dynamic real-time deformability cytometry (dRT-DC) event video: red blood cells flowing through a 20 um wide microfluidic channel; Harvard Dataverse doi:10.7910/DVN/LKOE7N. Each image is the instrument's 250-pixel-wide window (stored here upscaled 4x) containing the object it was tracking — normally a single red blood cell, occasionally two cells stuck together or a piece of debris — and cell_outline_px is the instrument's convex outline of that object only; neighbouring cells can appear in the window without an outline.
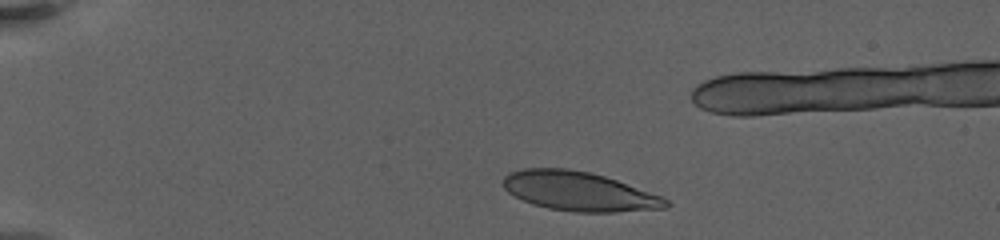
{"species": "human", "species_latin": "Homo sapiens", "temperature_condition": "warm", "stored_images_in_passage": 29, "camera_frame_rate_fps": 3000, "um_per_image_px": 0.085, "donor": {"sex": "female"}, "frame": {"image": 1, "passage_image": 3, "time_ms": 1.0, "image_size_px": [1000, 240], "cell_outline_px": [[672, 204], [668, 208], [616, 212], [572, 212], [548, 208], [532, 204], [508, 192], [504, 188], [504, 176], [508, 172], [524, 168], [568, 168], [588, 172], [604, 176], [616, 180], [660, 196], [668, 200]], "centroid_in_image_um": [49.21, 16.27], "position_along_channel_um": 35.8, "area_um2": 37.05}}
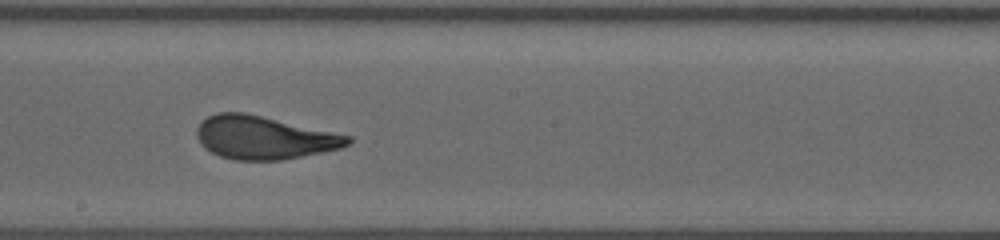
{"frame": {"image": 2, "passage_image": 17, "time_ms": 9.0, "image_size_px": [1000, 240], "cell_outline_px": [[352, 140], [348, 144], [340, 148], [280, 160], [236, 160], [220, 156], [204, 148], [196, 136], [196, 128], [208, 116], [216, 112], [244, 112], [352, 136]], "centroid_in_image_um": [22.41, 11.69], "position_along_channel_um": 225.8, "area_um2": 37.63}}
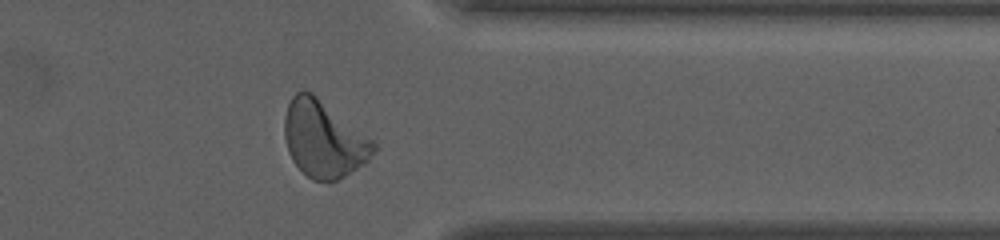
{"frame": {"image": 3, "passage_image": 26, "time_ms": 14.0, "image_size_px": [1000, 240], "cell_outline_px": [[376, 148], [368, 160], [364, 164], [344, 176], [336, 180], [312, 180], [292, 160], [288, 152], [284, 136], [284, 116], [288, 104], [292, 96], [296, 92], [312, 92], [372, 140], [376, 144]], "centroid_in_image_um": [27.48, 11.82], "position_along_channel_um": 383.9, "area_um2": 39.07}}